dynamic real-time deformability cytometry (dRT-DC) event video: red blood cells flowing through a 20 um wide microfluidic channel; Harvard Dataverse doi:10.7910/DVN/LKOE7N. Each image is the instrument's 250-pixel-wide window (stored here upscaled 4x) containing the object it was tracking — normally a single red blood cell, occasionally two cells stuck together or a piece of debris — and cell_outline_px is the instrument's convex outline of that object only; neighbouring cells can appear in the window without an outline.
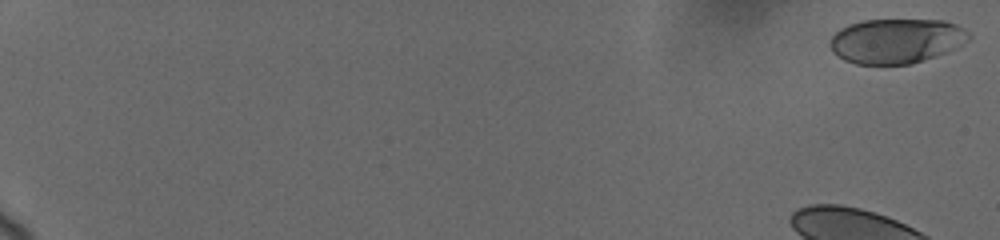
{"species": "human", "species_latin": "Homo sapiens", "temperature_condition": "cold", "stored_images_in_passage": 62, "camera_frame_rate_fps": 3000, "um_per_image_px": 0.085, "donor": {"sex": "female"}, "frame": {"image": 1, "passage_image": 1, "time_ms": 0.0, "image_size_px": [1000, 240], "cell_outline_px": [[972, 36], [968, 40], [956, 48], [936, 56], [912, 64], [856, 64], [844, 60], [836, 56], [832, 52], [828, 44], [832, 36], [840, 28], [848, 24], [864, 20], [944, 20], [956, 24], [964, 28]], "centroid_in_image_um": [76.17, 3.48], "position_along_channel_um": 8.8, "area_um2": 36.53}, "authors_computed_cell_mechanics": {"area_um2": 35.9805, "velocity_mm_per_s": 3.6676, "shape_relaxation_time_tau1_ms": null, "shape_relaxation_time_tau2_ms": 1.0335, "deformation_change_tau1": null, "deformation_change_tau2": 0.0502}}